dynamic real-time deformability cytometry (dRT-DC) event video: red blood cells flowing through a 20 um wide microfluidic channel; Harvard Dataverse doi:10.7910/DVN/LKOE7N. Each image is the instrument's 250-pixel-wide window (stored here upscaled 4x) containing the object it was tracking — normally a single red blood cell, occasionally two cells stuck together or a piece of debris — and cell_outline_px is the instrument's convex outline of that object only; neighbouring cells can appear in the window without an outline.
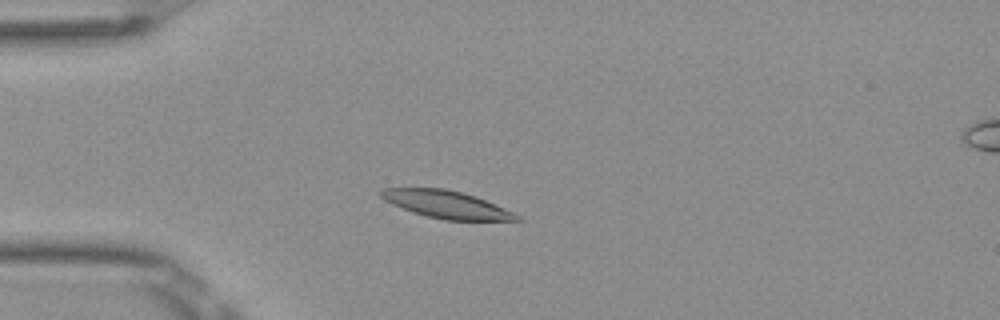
{"species": "Egyptian fruit bat (a non-hibernating species)", "species_latin": "Rousettus aegyptiacus", "temperature_condition": "room temperature", "stored_images_in_passage": 50, "camera_frame_rate_fps": 3000, "um_per_image_px": 0.085, "frame": {"image": 1, "passage_image": 12, "time_ms": 3.667, "image_size_px": [1000, 320], "cell_outline_px": [[524, 220], [444, 220], [428, 216], [392, 204], [384, 200], [376, 192], [384, 188], [444, 188], [476, 196], [512, 212], [520, 216]], "centroid_in_image_um": [37.92, 17.37], "position_along_channel_um": 47.1, "area_um2": 21.39}}
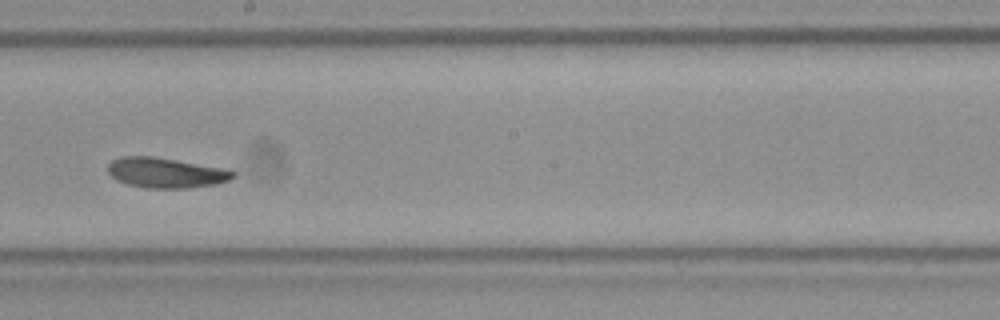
{"frame": {"image": 2, "passage_image": 28, "time_ms": 9.0, "image_size_px": [1000, 320], "cell_outline_px": [[236, 176], [228, 180], [216, 184], [188, 188], [144, 188], [128, 184], [116, 180], [108, 172], [108, 164], [112, 160], [120, 156], [152, 156], [176, 160], [220, 168], [236, 172]], "centroid_in_image_um": [14.05, 14.69], "position_along_channel_um": 234.1, "area_um2": 21.85}}
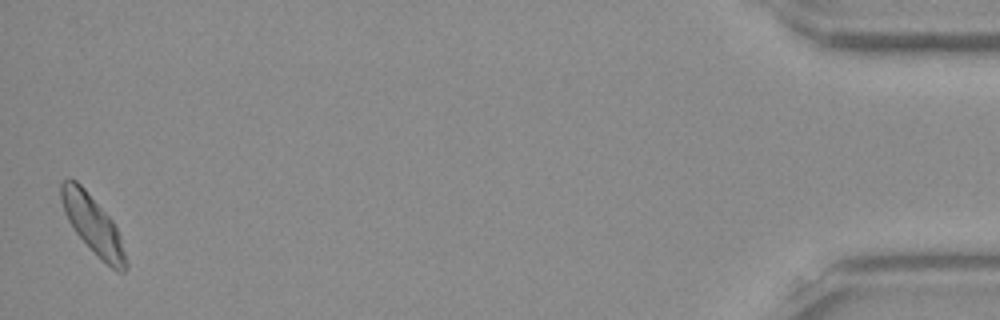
{"frame": {"image": 3, "passage_image": 50, "time_ms": 16.333, "image_size_px": [1000, 320], "cell_outline_px": [[128, 268], [124, 272], [116, 272], [76, 232], [68, 220], [64, 212], [60, 200], [60, 184], [68, 176], [76, 180], [84, 188], [112, 220], [120, 236], [128, 260]], "centroid_in_image_um": [7.9, 19.06], "position_along_channel_um": 427.3, "area_um2": 21.5}, "authors_computed_cell_mechanics": {"area_um2": 21.9062, "velocity_mm_per_s": 3.8473, "shape_relaxation_time_tau1_ms": 3.0547, "shape_relaxation_time_tau2_ms": 8.8329, "deformation_change_tau1": 0.1289, "deformation_change_tau2": 0.1818}}